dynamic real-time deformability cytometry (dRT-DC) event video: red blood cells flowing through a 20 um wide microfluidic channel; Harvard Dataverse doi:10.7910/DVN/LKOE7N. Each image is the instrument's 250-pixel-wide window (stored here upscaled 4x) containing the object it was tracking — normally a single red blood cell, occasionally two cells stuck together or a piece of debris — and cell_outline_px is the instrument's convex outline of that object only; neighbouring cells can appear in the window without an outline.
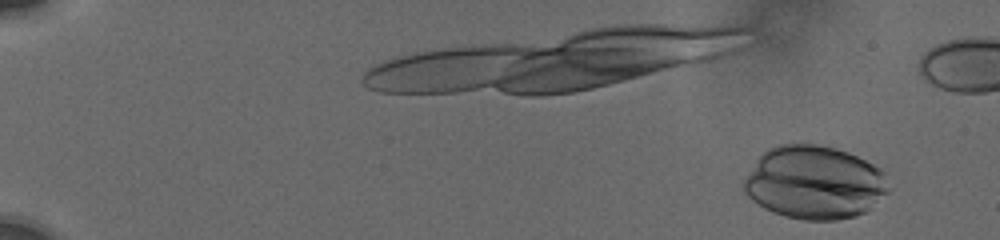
{"species": "human", "species_latin": "Homo sapiens", "temperature_condition": "cold", "stored_images_in_passage": 11, "camera_frame_rate_fps": 3000, "um_per_image_px": 0.085, "donor": {"sex": "male"}, "frame": {"image": 1, "passage_image": 1, "time_ms": 0.0, "image_size_px": [1000, 240], "cell_outline_px": [[892, 188], [888, 192], [864, 212], [856, 216], [836, 220], [804, 220], [784, 216], [772, 212], [764, 208], [752, 200], [744, 192], [744, 180], [756, 160], [768, 148], [776, 144], [816, 144], [836, 148], [848, 152], [880, 168], [884, 172]], "centroid_in_image_um": [69.23, 15.51], "position_along_channel_um": 15.8, "area_um2": 61.9}}